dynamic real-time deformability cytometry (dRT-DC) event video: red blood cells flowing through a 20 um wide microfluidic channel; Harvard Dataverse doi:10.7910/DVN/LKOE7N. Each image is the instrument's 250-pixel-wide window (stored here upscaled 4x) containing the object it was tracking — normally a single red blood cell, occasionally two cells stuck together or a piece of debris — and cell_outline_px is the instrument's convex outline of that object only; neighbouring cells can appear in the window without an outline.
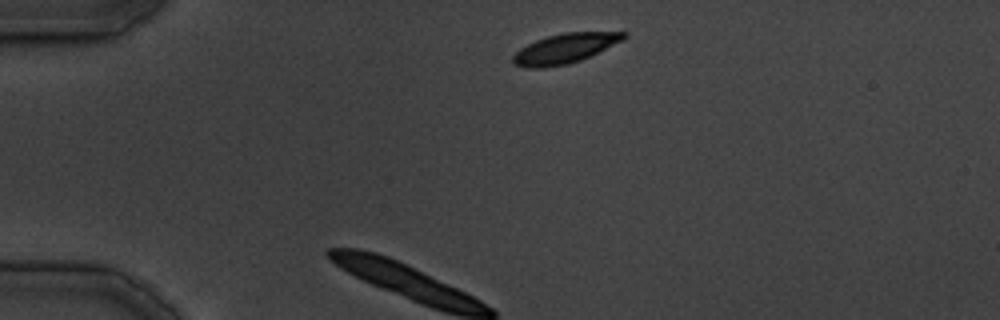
{"species": "common noctule bat (a hibernating species)", "species_latin": "Nyctalus noctula", "temperature_condition": "cold", "stored_images_in_passage": 33, "camera_frame_rate_fps": 3000, "um_per_image_px": 0.085, "animal": {"sex": "male", "body_mass_g": 19.5, "forearm_length_mm": 54.6}, "frame": {"image": 1, "passage_image": 1, "time_ms": 0.0, "image_size_px": [1000, 320], "cell_outline_px": [[628, 36], [624, 40], [580, 60], [568, 64], [544, 68], [524, 68], [512, 64], [512, 56], [520, 48], [536, 40], [548, 36], [564, 32], [628, 32]], "centroid_in_image_um": [47.99, 4.13], "position_along_channel_um": 37.0, "area_um2": 19.25}}
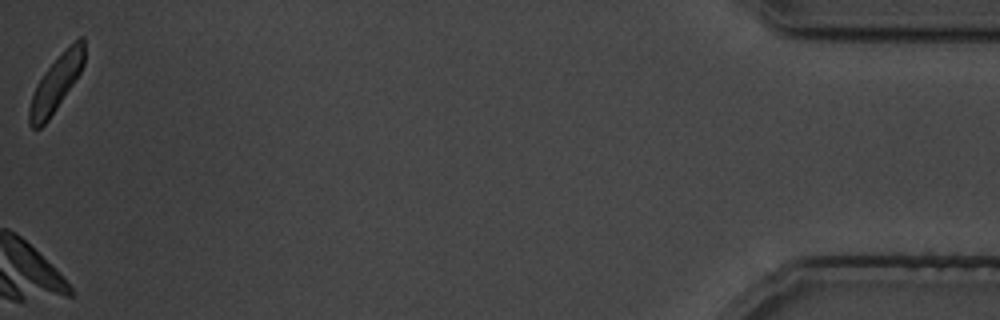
{"frame": {"image": 2, "passage_image": 33, "time_ms": 36.667, "image_size_px": [1000, 320], "cell_outline_px": [[84, 64], [80, 72], [48, 120], [40, 128], [32, 128], [28, 124], [28, 108], [36, 84], [44, 72], [80, 36], [84, 36]], "centroid_in_image_um": [4.73, 7.14], "position_along_channel_um": 430.5, "area_um2": 17.22}}